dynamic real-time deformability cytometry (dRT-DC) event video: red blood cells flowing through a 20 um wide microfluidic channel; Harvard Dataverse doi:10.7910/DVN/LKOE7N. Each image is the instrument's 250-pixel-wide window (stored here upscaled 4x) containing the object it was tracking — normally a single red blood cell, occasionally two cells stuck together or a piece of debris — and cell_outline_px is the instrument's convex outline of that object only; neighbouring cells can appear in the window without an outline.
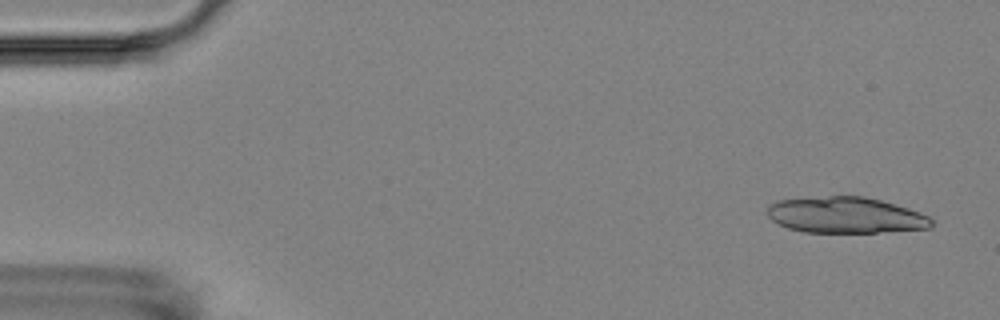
{"species": "Egyptian fruit bat (a non-hibernating species)", "species_latin": "Rousettus aegyptiacus", "temperature_condition": "room temperature", "stored_images_in_passage": 5, "camera_frame_rate_fps": 3000, "um_per_image_px": 0.085, "animal": {"sex": "female"}, "frame": {"image": 1, "passage_image": 1, "time_ms": 0.0, "image_size_px": [1000, 320], "cell_outline_px": [[932, 224], [928, 228], [876, 232], [804, 232], [788, 228], [772, 220], [768, 216], [768, 204], [776, 200], [828, 196], [864, 196], [880, 200], [908, 208], [928, 216], [932, 220]], "centroid_in_image_um": [71.83, 18.28], "position_along_channel_um": 13.2, "area_um2": 34.28}}